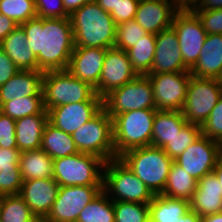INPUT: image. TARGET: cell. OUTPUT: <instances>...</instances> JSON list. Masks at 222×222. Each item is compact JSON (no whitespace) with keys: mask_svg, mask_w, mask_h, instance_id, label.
Wrapping results in <instances>:
<instances>
[{"mask_svg":"<svg viewBox=\"0 0 222 222\" xmlns=\"http://www.w3.org/2000/svg\"><path fill=\"white\" fill-rule=\"evenodd\" d=\"M41 72L66 70L75 48L70 18L35 17L19 25Z\"/></svg>","mask_w":222,"mask_h":222,"instance_id":"6da1fadb","label":"cell"},{"mask_svg":"<svg viewBox=\"0 0 222 222\" xmlns=\"http://www.w3.org/2000/svg\"><path fill=\"white\" fill-rule=\"evenodd\" d=\"M75 47L113 48L116 24L109 12L95 0L84 4L70 16Z\"/></svg>","mask_w":222,"mask_h":222,"instance_id":"7a4b0ae2","label":"cell"},{"mask_svg":"<svg viewBox=\"0 0 222 222\" xmlns=\"http://www.w3.org/2000/svg\"><path fill=\"white\" fill-rule=\"evenodd\" d=\"M119 159L150 189L162 194L174 162L160 147L144 146L131 149Z\"/></svg>","mask_w":222,"mask_h":222,"instance_id":"3957f363","label":"cell"},{"mask_svg":"<svg viewBox=\"0 0 222 222\" xmlns=\"http://www.w3.org/2000/svg\"><path fill=\"white\" fill-rule=\"evenodd\" d=\"M156 109L132 110L113 118V142L116 158L125 152L151 146Z\"/></svg>","mask_w":222,"mask_h":222,"instance_id":"277c9868","label":"cell"},{"mask_svg":"<svg viewBox=\"0 0 222 222\" xmlns=\"http://www.w3.org/2000/svg\"><path fill=\"white\" fill-rule=\"evenodd\" d=\"M104 165L98 156L80 152L53 159V179L59 186H103Z\"/></svg>","mask_w":222,"mask_h":222,"instance_id":"5b68a950","label":"cell"},{"mask_svg":"<svg viewBox=\"0 0 222 222\" xmlns=\"http://www.w3.org/2000/svg\"><path fill=\"white\" fill-rule=\"evenodd\" d=\"M103 170V191L108 196L114 194L110 197L112 201L149 204L154 198L150 189L119 158L105 162Z\"/></svg>","mask_w":222,"mask_h":222,"instance_id":"8992f818","label":"cell"},{"mask_svg":"<svg viewBox=\"0 0 222 222\" xmlns=\"http://www.w3.org/2000/svg\"><path fill=\"white\" fill-rule=\"evenodd\" d=\"M96 94L89 83L74 77L67 69L44 72V108L89 101Z\"/></svg>","mask_w":222,"mask_h":222,"instance_id":"52a82bcc","label":"cell"},{"mask_svg":"<svg viewBox=\"0 0 222 222\" xmlns=\"http://www.w3.org/2000/svg\"><path fill=\"white\" fill-rule=\"evenodd\" d=\"M80 153L92 154L105 162L115 159L113 119L102 108L91 120L72 133Z\"/></svg>","mask_w":222,"mask_h":222,"instance_id":"ba28073f","label":"cell"},{"mask_svg":"<svg viewBox=\"0 0 222 222\" xmlns=\"http://www.w3.org/2000/svg\"><path fill=\"white\" fill-rule=\"evenodd\" d=\"M103 108L112 119L132 110L156 109L149 77L138 75L131 82L111 91L103 98Z\"/></svg>","mask_w":222,"mask_h":222,"instance_id":"9c48e42d","label":"cell"},{"mask_svg":"<svg viewBox=\"0 0 222 222\" xmlns=\"http://www.w3.org/2000/svg\"><path fill=\"white\" fill-rule=\"evenodd\" d=\"M222 96L218 79L190 76L182 113L187 123L202 126Z\"/></svg>","mask_w":222,"mask_h":222,"instance_id":"30bf717a","label":"cell"},{"mask_svg":"<svg viewBox=\"0 0 222 222\" xmlns=\"http://www.w3.org/2000/svg\"><path fill=\"white\" fill-rule=\"evenodd\" d=\"M171 27L177 34L184 65L191 70L199 59L207 32L197 15L186 7L175 13Z\"/></svg>","mask_w":222,"mask_h":222,"instance_id":"8fae6325","label":"cell"},{"mask_svg":"<svg viewBox=\"0 0 222 222\" xmlns=\"http://www.w3.org/2000/svg\"><path fill=\"white\" fill-rule=\"evenodd\" d=\"M103 186H60L47 222H77L82 209L95 199Z\"/></svg>","mask_w":222,"mask_h":222,"instance_id":"7c38bea8","label":"cell"},{"mask_svg":"<svg viewBox=\"0 0 222 222\" xmlns=\"http://www.w3.org/2000/svg\"><path fill=\"white\" fill-rule=\"evenodd\" d=\"M153 87L156 110L182 111L190 72L147 74Z\"/></svg>","mask_w":222,"mask_h":222,"instance_id":"4fadbf2b","label":"cell"},{"mask_svg":"<svg viewBox=\"0 0 222 222\" xmlns=\"http://www.w3.org/2000/svg\"><path fill=\"white\" fill-rule=\"evenodd\" d=\"M221 155L222 145L201 135L174 162L198 181L213 172Z\"/></svg>","mask_w":222,"mask_h":222,"instance_id":"5bb4252c","label":"cell"},{"mask_svg":"<svg viewBox=\"0 0 222 222\" xmlns=\"http://www.w3.org/2000/svg\"><path fill=\"white\" fill-rule=\"evenodd\" d=\"M138 74L133 69L127 51L107 49L98 85L94 88L102 99L116 88L131 82Z\"/></svg>","mask_w":222,"mask_h":222,"instance_id":"9a60e30c","label":"cell"},{"mask_svg":"<svg viewBox=\"0 0 222 222\" xmlns=\"http://www.w3.org/2000/svg\"><path fill=\"white\" fill-rule=\"evenodd\" d=\"M103 108V99L95 94L89 101L60 105L48 111V121L72 135Z\"/></svg>","mask_w":222,"mask_h":222,"instance_id":"2e32d148","label":"cell"},{"mask_svg":"<svg viewBox=\"0 0 222 222\" xmlns=\"http://www.w3.org/2000/svg\"><path fill=\"white\" fill-rule=\"evenodd\" d=\"M181 7L180 0H140L134 19L147 33L157 35L172 26Z\"/></svg>","mask_w":222,"mask_h":222,"instance_id":"e0dca14e","label":"cell"},{"mask_svg":"<svg viewBox=\"0 0 222 222\" xmlns=\"http://www.w3.org/2000/svg\"><path fill=\"white\" fill-rule=\"evenodd\" d=\"M190 72L184 65L178 37L170 27L156 35V50L149 74Z\"/></svg>","mask_w":222,"mask_h":222,"instance_id":"ac0fdd59","label":"cell"},{"mask_svg":"<svg viewBox=\"0 0 222 222\" xmlns=\"http://www.w3.org/2000/svg\"><path fill=\"white\" fill-rule=\"evenodd\" d=\"M59 187L53 178L32 179L22 182L19 195L38 219H45L57 198Z\"/></svg>","mask_w":222,"mask_h":222,"instance_id":"d6986e66","label":"cell"},{"mask_svg":"<svg viewBox=\"0 0 222 222\" xmlns=\"http://www.w3.org/2000/svg\"><path fill=\"white\" fill-rule=\"evenodd\" d=\"M106 52V48L75 47L67 70L95 88L100 80Z\"/></svg>","mask_w":222,"mask_h":222,"instance_id":"ffe728a7","label":"cell"},{"mask_svg":"<svg viewBox=\"0 0 222 222\" xmlns=\"http://www.w3.org/2000/svg\"><path fill=\"white\" fill-rule=\"evenodd\" d=\"M190 211L200 218L222 212L220 183L212 172L197 181L196 190L190 201Z\"/></svg>","mask_w":222,"mask_h":222,"instance_id":"44dd1931","label":"cell"},{"mask_svg":"<svg viewBox=\"0 0 222 222\" xmlns=\"http://www.w3.org/2000/svg\"><path fill=\"white\" fill-rule=\"evenodd\" d=\"M43 75L39 70H20L0 86V103L28 96H43Z\"/></svg>","mask_w":222,"mask_h":222,"instance_id":"7402d4cb","label":"cell"},{"mask_svg":"<svg viewBox=\"0 0 222 222\" xmlns=\"http://www.w3.org/2000/svg\"><path fill=\"white\" fill-rule=\"evenodd\" d=\"M190 74L197 78L219 79L222 74V34H207Z\"/></svg>","mask_w":222,"mask_h":222,"instance_id":"603a6c76","label":"cell"},{"mask_svg":"<svg viewBox=\"0 0 222 222\" xmlns=\"http://www.w3.org/2000/svg\"><path fill=\"white\" fill-rule=\"evenodd\" d=\"M48 122V111L26 116L16 120V143L20 152L36 150L41 147L43 130Z\"/></svg>","mask_w":222,"mask_h":222,"instance_id":"cb8c5ba5","label":"cell"},{"mask_svg":"<svg viewBox=\"0 0 222 222\" xmlns=\"http://www.w3.org/2000/svg\"><path fill=\"white\" fill-rule=\"evenodd\" d=\"M0 48L20 70H38L37 57L28 47L27 37L20 26L2 40Z\"/></svg>","mask_w":222,"mask_h":222,"instance_id":"d4e9b609","label":"cell"},{"mask_svg":"<svg viewBox=\"0 0 222 222\" xmlns=\"http://www.w3.org/2000/svg\"><path fill=\"white\" fill-rule=\"evenodd\" d=\"M20 155L18 149L0 148V196L17 195L21 191Z\"/></svg>","mask_w":222,"mask_h":222,"instance_id":"484cf974","label":"cell"},{"mask_svg":"<svg viewBox=\"0 0 222 222\" xmlns=\"http://www.w3.org/2000/svg\"><path fill=\"white\" fill-rule=\"evenodd\" d=\"M186 123L182 111L156 110L151 146L163 148Z\"/></svg>","mask_w":222,"mask_h":222,"instance_id":"4316f807","label":"cell"},{"mask_svg":"<svg viewBox=\"0 0 222 222\" xmlns=\"http://www.w3.org/2000/svg\"><path fill=\"white\" fill-rule=\"evenodd\" d=\"M19 167L22 181L53 178V159L41 148L21 152Z\"/></svg>","mask_w":222,"mask_h":222,"instance_id":"83f0119b","label":"cell"},{"mask_svg":"<svg viewBox=\"0 0 222 222\" xmlns=\"http://www.w3.org/2000/svg\"><path fill=\"white\" fill-rule=\"evenodd\" d=\"M40 148L52 159L79 153L72 136L56 128L49 121L44 127Z\"/></svg>","mask_w":222,"mask_h":222,"instance_id":"f1b7e54d","label":"cell"},{"mask_svg":"<svg viewBox=\"0 0 222 222\" xmlns=\"http://www.w3.org/2000/svg\"><path fill=\"white\" fill-rule=\"evenodd\" d=\"M149 210L152 221L174 222L190 212V202L159 194L149 203Z\"/></svg>","mask_w":222,"mask_h":222,"instance_id":"f546056e","label":"cell"},{"mask_svg":"<svg viewBox=\"0 0 222 222\" xmlns=\"http://www.w3.org/2000/svg\"><path fill=\"white\" fill-rule=\"evenodd\" d=\"M197 187V180L190 176L182 167L173 162L163 195L191 201Z\"/></svg>","mask_w":222,"mask_h":222,"instance_id":"4dcf8cb0","label":"cell"},{"mask_svg":"<svg viewBox=\"0 0 222 222\" xmlns=\"http://www.w3.org/2000/svg\"><path fill=\"white\" fill-rule=\"evenodd\" d=\"M156 50V35L148 33L127 50L129 60L138 75L150 73Z\"/></svg>","mask_w":222,"mask_h":222,"instance_id":"1f68e13d","label":"cell"},{"mask_svg":"<svg viewBox=\"0 0 222 222\" xmlns=\"http://www.w3.org/2000/svg\"><path fill=\"white\" fill-rule=\"evenodd\" d=\"M37 220L38 218L19 194L0 196V222H36Z\"/></svg>","mask_w":222,"mask_h":222,"instance_id":"d6a6232c","label":"cell"},{"mask_svg":"<svg viewBox=\"0 0 222 222\" xmlns=\"http://www.w3.org/2000/svg\"><path fill=\"white\" fill-rule=\"evenodd\" d=\"M77 222H115L114 201L102 190L82 209Z\"/></svg>","mask_w":222,"mask_h":222,"instance_id":"836d02e7","label":"cell"},{"mask_svg":"<svg viewBox=\"0 0 222 222\" xmlns=\"http://www.w3.org/2000/svg\"><path fill=\"white\" fill-rule=\"evenodd\" d=\"M3 114L14 120L40 114L44 108L43 96H28L12 101H7L2 105Z\"/></svg>","mask_w":222,"mask_h":222,"instance_id":"e575fe53","label":"cell"},{"mask_svg":"<svg viewBox=\"0 0 222 222\" xmlns=\"http://www.w3.org/2000/svg\"><path fill=\"white\" fill-rule=\"evenodd\" d=\"M201 135V126L186 123L162 149L174 160L180 156L189 145L197 141Z\"/></svg>","mask_w":222,"mask_h":222,"instance_id":"d590c367","label":"cell"},{"mask_svg":"<svg viewBox=\"0 0 222 222\" xmlns=\"http://www.w3.org/2000/svg\"><path fill=\"white\" fill-rule=\"evenodd\" d=\"M0 13L18 26L37 17L34 0H0Z\"/></svg>","mask_w":222,"mask_h":222,"instance_id":"8d00e7d4","label":"cell"},{"mask_svg":"<svg viewBox=\"0 0 222 222\" xmlns=\"http://www.w3.org/2000/svg\"><path fill=\"white\" fill-rule=\"evenodd\" d=\"M115 222H148L149 204L114 201Z\"/></svg>","mask_w":222,"mask_h":222,"instance_id":"74e56055","label":"cell"},{"mask_svg":"<svg viewBox=\"0 0 222 222\" xmlns=\"http://www.w3.org/2000/svg\"><path fill=\"white\" fill-rule=\"evenodd\" d=\"M148 33L135 19L116 25L115 48L127 51Z\"/></svg>","mask_w":222,"mask_h":222,"instance_id":"f35d334b","label":"cell"},{"mask_svg":"<svg viewBox=\"0 0 222 222\" xmlns=\"http://www.w3.org/2000/svg\"><path fill=\"white\" fill-rule=\"evenodd\" d=\"M202 136L222 145V96L201 126Z\"/></svg>","mask_w":222,"mask_h":222,"instance_id":"ab89813d","label":"cell"},{"mask_svg":"<svg viewBox=\"0 0 222 222\" xmlns=\"http://www.w3.org/2000/svg\"><path fill=\"white\" fill-rule=\"evenodd\" d=\"M207 34H222V9L192 10Z\"/></svg>","mask_w":222,"mask_h":222,"instance_id":"60d3db41","label":"cell"},{"mask_svg":"<svg viewBox=\"0 0 222 222\" xmlns=\"http://www.w3.org/2000/svg\"><path fill=\"white\" fill-rule=\"evenodd\" d=\"M34 2L39 18H69L63 0H34Z\"/></svg>","mask_w":222,"mask_h":222,"instance_id":"b9f144b4","label":"cell"},{"mask_svg":"<svg viewBox=\"0 0 222 222\" xmlns=\"http://www.w3.org/2000/svg\"><path fill=\"white\" fill-rule=\"evenodd\" d=\"M0 148L17 149L16 120L4 114L0 116Z\"/></svg>","mask_w":222,"mask_h":222,"instance_id":"7bdbcfd3","label":"cell"},{"mask_svg":"<svg viewBox=\"0 0 222 222\" xmlns=\"http://www.w3.org/2000/svg\"><path fill=\"white\" fill-rule=\"evenodd\" d=\"M140 0H119L116 9H113L110 15L115 24H121L135 18L137 6Z\"/></svg>","mask_w":222,"mask_h":222,"instance_id":"ee69618b","label":"cell"},{"mask_svg":"<svg viewBox=\"0 0 222 222\" xmlns=\"http://www.w3.org/2000/svg\"><path fill=\"white\" fill-rule=\"evenodd\" d=\"M19 71L20 69L16 64L0 48V86L6 83Z\"/></svg>","mask_w":222,"mask_h":222,"instance_id":"f6af8a7d","label":"cell"},{"mask_svg":"<svg viewBox=\"0 0 222 222\" xmlns=\"http://www.w3.org/2000/svg\"><path fill=\"white\" fill-rule=\"evenodd\" d=\"M18 25L9 17L0 13V43Z\"/></svg>","mask_w":222,"mask_h":222,"instance_id":"bcb514c9","label":"cell"},{"mask_svg":"<svg viewBox=\"0 0 222 222\" xmlns=\"http://www.w3.org/2000/svg\"><path fill=\"white\" fill-rule=\"evenodd\" d=\"M191 10H214L222 9V0H198Z\"/></svg>","mask_w":222,"mask_h":222,"instance_id":"7dc6e473","label":"cell"},{"mask_svg":"<svg viewBox=\"0 0 222 222\" xmlns=\"http://www.w3.org/2000/svg\"><path fill=\"white\" fill-rule=\"evenodd\" d=\"M91 1L93 0H63V5L65 12L70 16L74 11Z\"/></svg>","mask_w":222,"mask_h":222,"instance_id":"c3c4849f","label":"cell"},{"mask_svg":"<svg viewBox=\"0 0 222 222\" xmlns=\"http://www.w3.org/2000/svg\"><path fill=\"white\" fill-rule=\"evenodd\" d=\"M95 2L106 12L111 13L113 9H116L119 0H95Z\"/></svg>","mask_w":222,"mask_h":222,"instance_id":"681fc988","label":"cell"},{"mask_svg":"<svg viewBox=\"0 0 222 222\" xmlns=\"http://www.w3.org/2000/svg\"><path fill=\"white\" fill-rule=\"evenodd\" d=\"M174 222H201V218L195 212L190 211L185 216Z\"/></svg>","mask_w":222,"mask_h":222,"instance_id":"f907efd6","label":"cell"},{"mask_svg":"<svg viewBox=\"0 0 222 222\" xmlns=\"http://www.w3.org/2000/svg\"><path fill=\"white\" fill-rule=\"evenodd\" d=\"M213 173L217 177L222 191V155L219 157L217 164L213 170Z\"/></svg>","mask_w":222,"mask_h":222,"instance_id":"816d5d0a","label":"cell"},{"mask_svg":"<svg viewBox=\"0 0 222 222\" xmlns=\"http://www.w3.org/2000/svg\"><path fill=\"white\" fill-rule=\"evenodd\" d=\"M201 222H222V212L201 217Z\"/></svg>","mask_w":222,"mask_h":222,"instance_id":"f5cc1de1","label":"cell"},{"mask_svg":"<svg viewBox=\"0 0 222 222\" xmlns=\"http://www.w3.org/2000/svg\"><path fill=\"white\" fill-rule=\"evenodd\" d=\"M198 0H181V6L190 8L192 7Z\"/></svg>","mask_w":222,"mask_h":222,"instance_id":"db71d44e","label":"cell"},{"mask_svg":"<svg viewBox=\"0 0 222 222\" xmlns=\"http://www.w3.org/2000/svg\"><path fill=\"white\" fill-rule=\"evenodd\" d=\"M3 114L2 104L0 103V116Z\"/></svg>","mask_w":222,"mask_h":222,"instance_id":"11a10c76","label":"cell"},{"mask_svg":"<svg viewBox=\"0 0 222 222\" xmlns=\"http://www.w3.org/2000/svg\"><path fill=\"white\" fill-rule=\"evenodd\" d=\"M36 222H47L45 219H38Z\"/></svg>","mask_w":222,"mask_h":222,"instance_id":"9f6ffc18","label":"cell"},{"mask_svg":"<svg viewBox=\"0 0 222 222\" xmlns=\"http://www.w3.org/2000/svg\"><path fill=\"white\" fill-rule=\"evenodd\" d=\"M219 82L222 84V74H221V76L219 77Z\"/></svg>","mask_w":222,"mask_h":222,"instance_id":"6f0895ef","label":"cell"}]
</instances>
